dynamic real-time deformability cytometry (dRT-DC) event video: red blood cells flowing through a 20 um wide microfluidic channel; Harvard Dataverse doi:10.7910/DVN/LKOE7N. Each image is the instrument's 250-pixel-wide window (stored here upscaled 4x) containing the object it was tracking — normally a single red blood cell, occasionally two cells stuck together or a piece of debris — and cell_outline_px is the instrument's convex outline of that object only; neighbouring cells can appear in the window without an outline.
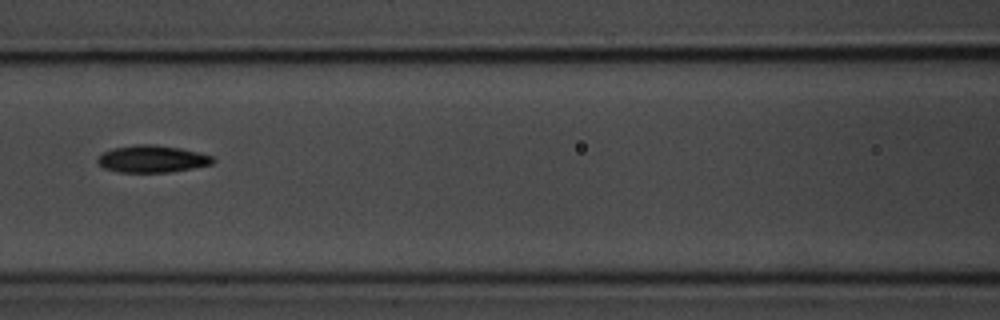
{"species": "common noctule bat (a hibernating species)", "species_latin": "Nyctalus noctula", "temperature_condition": "room temperature", "stored_images_in_passage": 8, "camera_frame_rate_fps": 3000, "um_per_image_px": 0.085, "animal": {"sex": "male", "body_mass_g": 20.1, "forearm_length_mm": 53.5}, "frame": {"image": 1, "passage_image": 5, "time_ms": 4.667, "image_size_px": [1000, 320], "cell_outline_px": [[216, 160], [212, 164], [192, 168], [168, 172], [120, 172], [104, 168], [96, 160], [104, 152], [112, 148], [136, 144], [152, 144], [180, 148], [212, 156]], "centroid_in_image_um": [12.93, 13.5], "position_along_channel_um": 153.7, "area_um2": 18.03}}
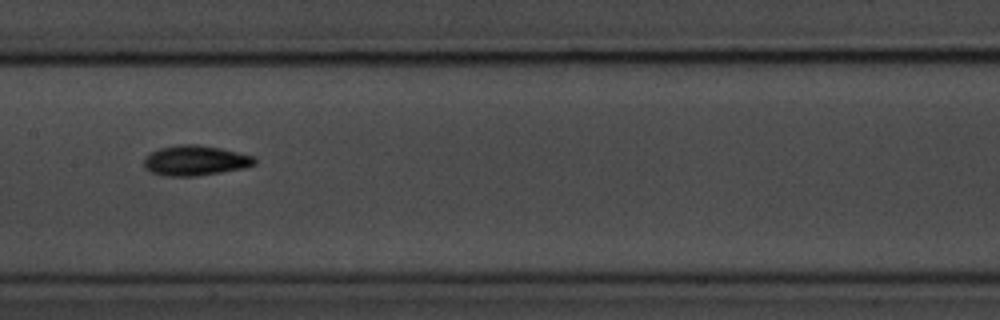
{"frame": {"image": 2, "passage_image": 6, "time_ms": 5.667, "image_size_px": [1000, 320], "cell_outline_px": [[256, 164], [244, 168], [196, 176], [164, 176], [152, 172], [144, 168], [144, 156], [160, 148], [180, 144], [196, 144], [220, 148], [252, 156], [256, 160]], "centroid_in_image_um": [16.56, 13.65], "position_along_channel_um": 190.8, "area_um2": 19.31}}